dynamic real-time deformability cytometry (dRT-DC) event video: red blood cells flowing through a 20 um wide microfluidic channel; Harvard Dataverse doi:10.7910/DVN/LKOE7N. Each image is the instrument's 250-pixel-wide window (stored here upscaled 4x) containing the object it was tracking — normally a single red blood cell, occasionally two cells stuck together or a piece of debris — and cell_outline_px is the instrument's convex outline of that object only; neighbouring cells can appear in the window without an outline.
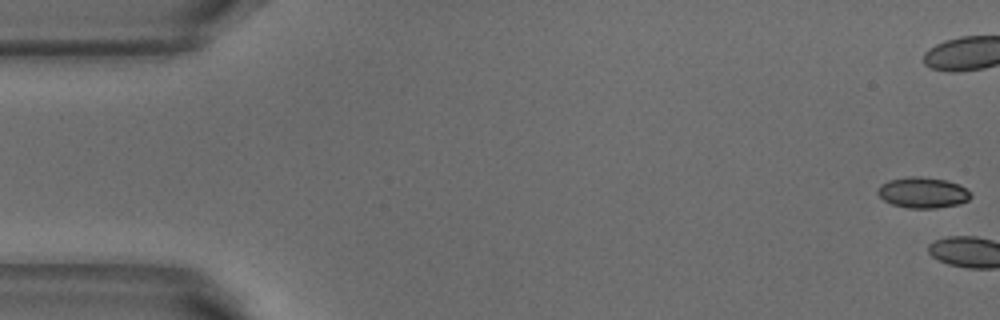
{"species": "common noctule bat (a hibernating species)", "species_latin": "Nyctalus noctula", "temperature_condition": "warm", "stored_images_in_passage": 3, "camera_frame_rate_fps": 3000, "um_per_image_px": 0.085, "animal": {"sex": "male", "body_mass_g": 18.8}, "frame": {"image": 1, "passage_image": 1, "time_ms": 0.0, "image_size_px": [1000, 320], "cell_outline_px": [[972, 196], [968, 200], [960, 204], [936, 208], [908, 208], [892, 204], [884, 200], [876, 192], [876, 188], [880, 184], [888, 180], [908, 176], [920, 176], [944, 180], [960, 184], [972, 192]], "centroid_in_image_um": [78.44, 16.36], "position_along_channel_um": 6.6, "area_um2": 16.94}}